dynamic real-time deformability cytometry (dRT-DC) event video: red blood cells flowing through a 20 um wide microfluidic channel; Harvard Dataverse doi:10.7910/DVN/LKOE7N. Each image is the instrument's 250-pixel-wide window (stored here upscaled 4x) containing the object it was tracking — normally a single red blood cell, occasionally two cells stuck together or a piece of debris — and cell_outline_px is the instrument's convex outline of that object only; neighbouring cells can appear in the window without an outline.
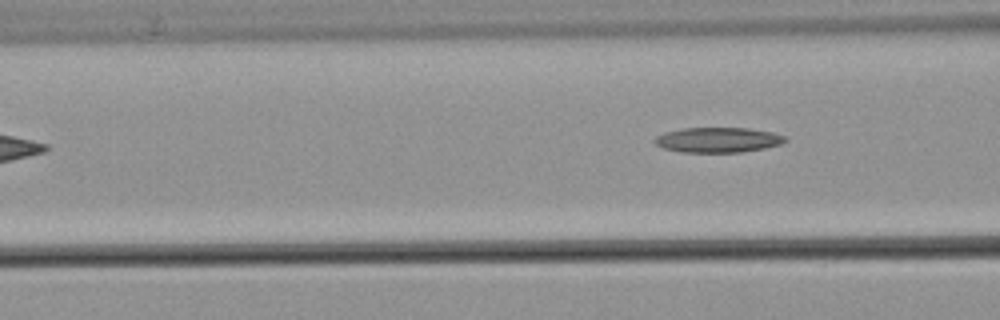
{"species": "common noctule bat (a hibernating species)", "species_latin": "Nyctalus noctula", "temperature_condition": "warm", "stored_images_in_passage": 8, "camera_frame_rate_fps": 3000, "um_per_image_px": 0.085, "animal": {"sex": "male", "body_mass_g": 21.5, "forearm_length_mm": 52.0}, "frame": {"image": 1, "passage_image": 8, "time_ms": 9.667, "image_size_px": [1000, 320], "cell_outline_px": [[788, 140], [780, 144], [764, 148], [740, 152], [680, 152], [664, 148], [656, 144], [652, 140], [656, 136], [664, 132], [684, 128], [748, 128], [772, 132], [784, 136]], "centroid_in_image_um": [61.0, 11.89], "position_along_channel_um": 105.6, "area_um2": 19.02}}